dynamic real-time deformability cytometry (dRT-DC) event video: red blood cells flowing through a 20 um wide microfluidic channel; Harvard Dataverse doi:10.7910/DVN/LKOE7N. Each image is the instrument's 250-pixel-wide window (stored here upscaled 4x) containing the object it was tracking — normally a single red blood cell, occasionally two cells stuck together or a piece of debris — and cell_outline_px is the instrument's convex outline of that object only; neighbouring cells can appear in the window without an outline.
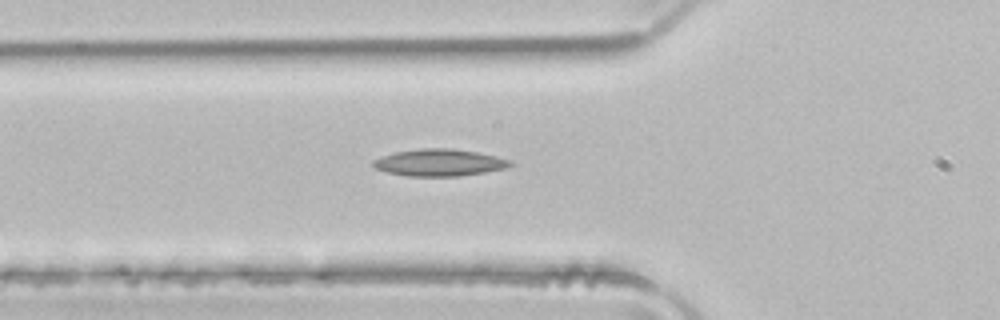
{"species": "common noctule bat (a hibernating species)", "species_latin": "Nyctalus noctula", "temperature_condition": "room temperature", "stored_images_in_passage": 35, "camera_frame_rate_fps": 3000, "um_per_image_px": 0.085, "animal": {"sex": "male", "body_mass_g": 21.5, "forearm_length_mm": 52.0}, "frame": {"image": 1, "passage_image": 2, "time_ms": 0.333, "image_size_px": [1000, 320], "cell_outline_px": [[516, 164], [508, 168], [460, 176], [408, 176], [388, 172], [376, 168], [372, 164], [372, 160], [396, 152], [420, 148], [452, 148], [476, 152], [496, 156], [512, 160]], "centroid_in_image_um": [37.41, 13.82], "position_along_channel_um": 88.4, "area_um2": 21.56}}
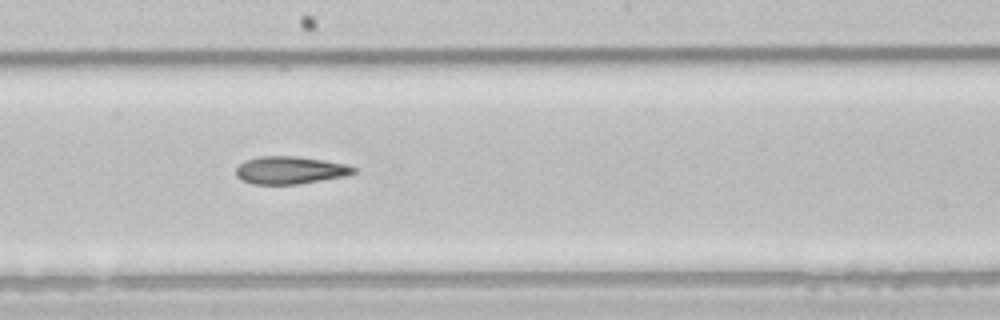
{"frame": {"image": 2, "passage_image": 12, "time_ms": 3.667, "image_size_px": [1000, 320], "cell_outline_px": [[356, 172], [344, 176], [300, 184], [252, 184], [240, 180], [236, 176], [236, 168], [244, 160], [260, 156], [296, 156], [324, 160], [348, 164], [356, 168]], "centroid_in_image_um": [24.64, 14.46], "position_along_channel_um": 223.6, "area_um2": 19.07}}
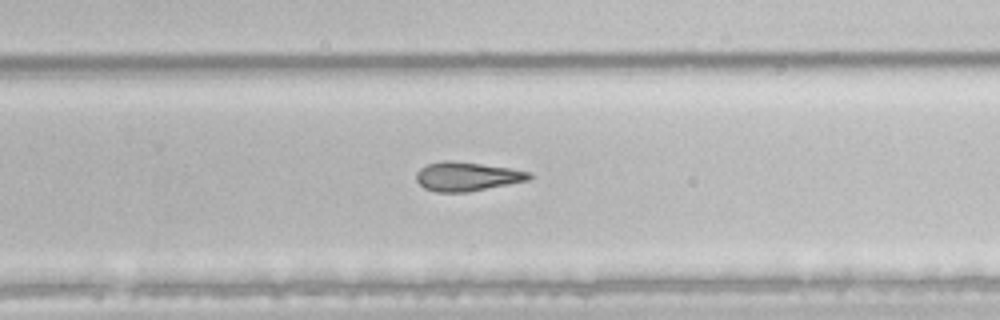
{"frame": {"image": 3, "passage_image": 17, "time_ms": 5.333, "image_size_px": [1000, 320], "cell_outline_px": [[532, 176], [528, 180], [468, 192], [436, 192], [424, 188], [416, 180], [416, 172], [420, 168], [428, 164], [444, 160], [448, 160], [512, 168], [532, 172]], "centroid_in_image_um": [39.68, 15.0], "position_along_channel_um": 290.1, "area_um2": 19.02}}